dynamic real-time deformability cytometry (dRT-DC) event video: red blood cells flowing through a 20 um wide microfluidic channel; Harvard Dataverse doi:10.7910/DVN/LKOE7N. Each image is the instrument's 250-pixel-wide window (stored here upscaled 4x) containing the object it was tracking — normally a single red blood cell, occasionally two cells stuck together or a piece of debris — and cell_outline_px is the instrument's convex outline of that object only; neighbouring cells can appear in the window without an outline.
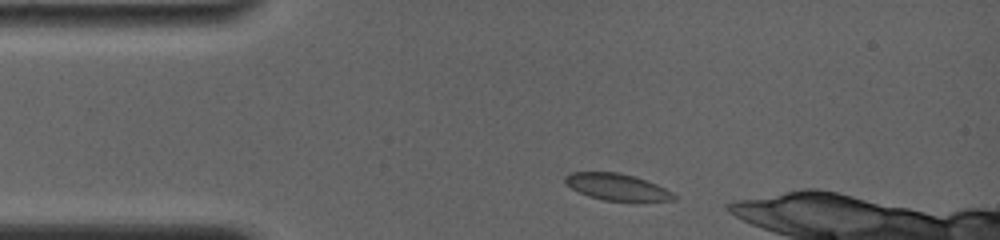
{"species": "common noctule bat (a hibernating species)", "species_latin": "Nyctalus noctula", "temperature_condition": "room temperature", "stored_images_in_passage": 22, "camera_frame_rate_fps": 4000, "um_per_image_px": 0.085, "animal": {"sex": "female", "body_mass_g": 19.0, "forearm_length_mm": 56.7}, "frame": {"image": 1, "passage_image": 2, "time_ms": 0.75, "image_size_px": [1000, 240], "cell_outline_px": [[676, 200], [604, 200], [588, 196], [564, 184], [564, 176], [572, 172], [616, 172], [632, 176], [656, 184], [672, 192], [676, 196]], "centroid_in_image_um": [52.38, 15.88], "position_along_channel_um": 32.6, "area_um2": 16.47}}
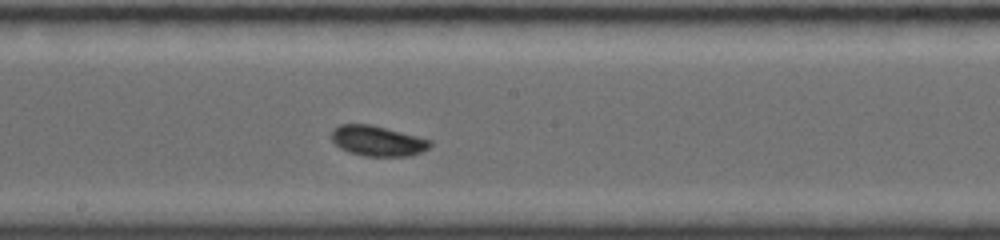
{"frame": {"image": 2, "passage_image": 10, "time_ms": 6.5, "image_size_px": [1000, 240], "cell_outline_px": [[432, 144], [428, 148], [412, 156], [364, 156], [348, 152], [340, 148], [332, 140], [332, 128], [340, 124], [372, 124], [432, 140]], "centroid_in_image_um": [32.09, 11.97], "position_along_channel_um": 216.1, "area_um2": 17.51}}
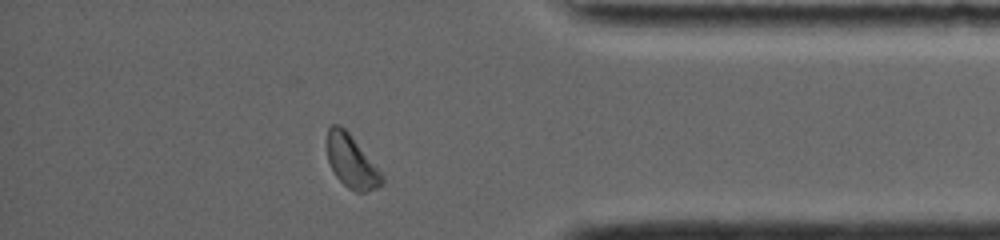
{"frame": {"image": 3, "passage_image": 21, "time_ms": 11.75, "image_size_px": [1000, 240], "cell_outline_px": [[384, 180], [380, 184], [364, 192], [356, 192], [348, 188], [336, 176], [328, 160], [328, 128], [332, 124], [340, 124], [348, 132], [384, 176]], "centroid_in_image_um": [29.86, 13.72], "position_along_channel_um": 405.3, "area_um2": 16.3}, "authors_computed_cell_mechanics": {"area_um2": 16.9643, "velocity_mm_per_s": 3.7937, "shape_relaxation_time_tau1_ms": 3.2656, "shape_relaxation_time_tau2_ms": null, "deformation_change_tau1": 0.0642, "deformation_change_tau2": null}}